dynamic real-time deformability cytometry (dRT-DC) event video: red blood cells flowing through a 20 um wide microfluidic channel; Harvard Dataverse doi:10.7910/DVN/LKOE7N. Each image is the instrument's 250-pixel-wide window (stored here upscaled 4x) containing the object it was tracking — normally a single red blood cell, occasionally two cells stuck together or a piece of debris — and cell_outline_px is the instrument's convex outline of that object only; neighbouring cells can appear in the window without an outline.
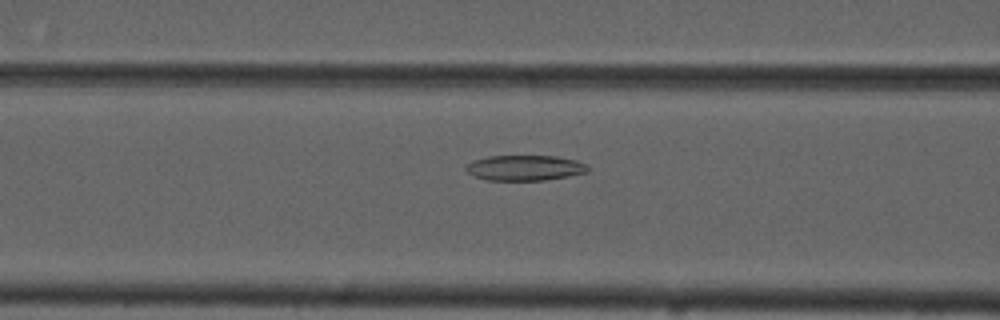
{"species": "common noctule bat (a hibernating species)", "species_latin": "Nyctalus noctula", "temperature_condition": "cold", "stored_images_in_passage": 56, "camera_frame_rate_fps": 3000, "um_per_image_px": 0.085, "animal": {"sex": "male", "forearm_length_mm": 52.5}, "frame": {"image": 1, "passage_image": 23, "time_ms": 7.333, "image_size_px": [1000, 320], "cell_outline_px": [[592, 168], [588, 172], [568, 176], [544, 180], [484, 180], [472, 176], [464, 168], [472, 160], [488, 156], [556, 156], [576, 160], [588, 164]], "centroid_in_image_um": [44.62, 14.27], "position_along_channel_um": 122.0, "area_um2": 18.26}}
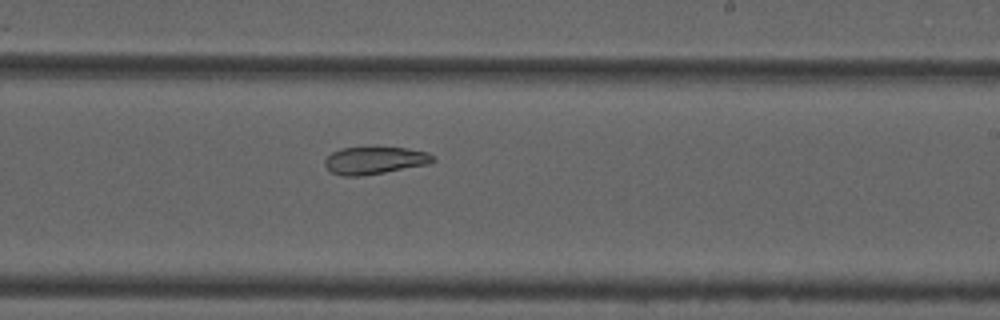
{"frame": {"image": 2, "passage_image": 34, "time_ms": 11.0, "image_size_px": [1000, 320], "cell_outline_px": [[436, 160], [432, 164], [360, 176], [344, 176], [332, 172], [324, 164], [324, 160], [332, 152], [340, 148], [376, 144], [408, 148], [428, 152], [436, 156]], "centroid_in_image_um": [31.91, 13.57], "position_along_channel_um": 257.1, "area_um2": 18.26}}
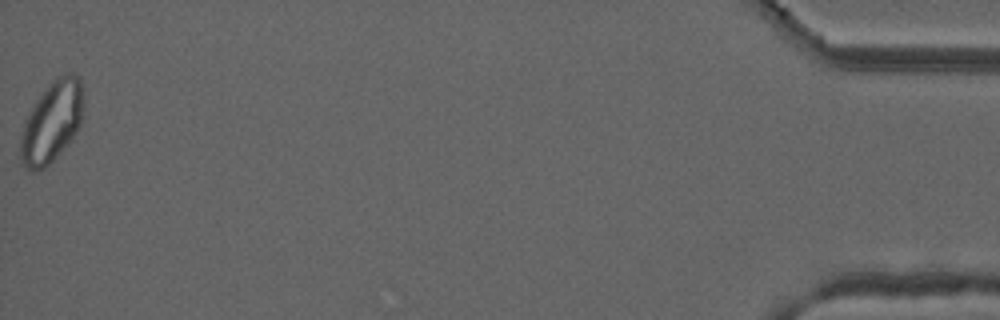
{"frame": {"image": 3, "passage_image": 56, "time_ms": 18.333, "image_size_px": [1000, 320], "cell_outline_px": [[84, 120], [76, 132], [56, 156], [44, 168], [36, 172], [32, 172], [24, 164], [20, 156], [20, 140], [24, 124], [36, 100], [52, 80], [68, 72], [72, 72], [80, 76], [84, 88]], "centroid_in_image_um": [4.47, 10.3], "position_along_channel_um": 430.7, "area_um2": 29.82}, "authors_computed_cell_mechanics": {"area_um2": 22.4842, "velocity_mm_per_s": 3.6953, "shape_relaxation_time_tau1_ms": null, "shape_relaxation_time_tau2_ms": 8.8165, "deformation_change_tau1": null, "deformation_change_tau2": 0.1569}}